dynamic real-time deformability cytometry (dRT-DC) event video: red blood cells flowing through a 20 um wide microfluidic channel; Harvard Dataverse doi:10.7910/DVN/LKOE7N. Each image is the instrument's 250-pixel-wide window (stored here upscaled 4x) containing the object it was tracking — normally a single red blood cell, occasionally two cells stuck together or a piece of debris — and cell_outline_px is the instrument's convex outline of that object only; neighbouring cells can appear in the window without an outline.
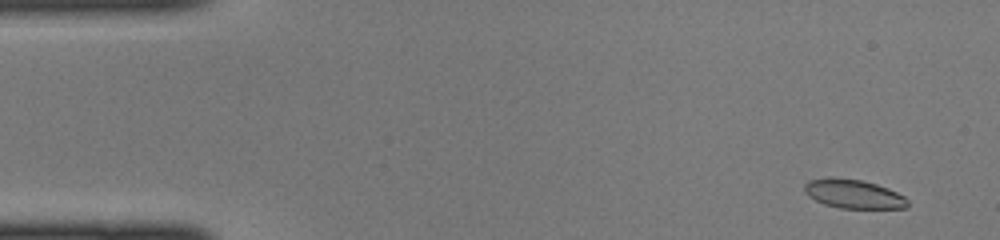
{"species": "common noctule bat (a hibernating species)", "species_latin": "Nyctalus noctula", "temperature_condition": "cold", "stored_images_in_passage": 45, "camera_frame_rate_fps": 3000, "um_per_image_px": 0.085, "animal": {"sex": "female", "body_mass_g": 22.0, "forearm_length_mm": 56.7}, "frame": {"image": 1, "passage_image": 3, "time_ms": 0.667, "image_size_px": [1000, 240], "cell_outline_px": [[908, 204], [904, 208], [840, 208], [824, 204], [808, 196], [804, 192], [804, 184], [808, 180], [828, 176], [832, 176], [860, 180], [876, 184], [888, 188], [904, 196], [908, 200]], "centroid_in_image_um": [72.5, 16.46], "position_along_channel_um": 12.5, "area_um2": 17.51}}
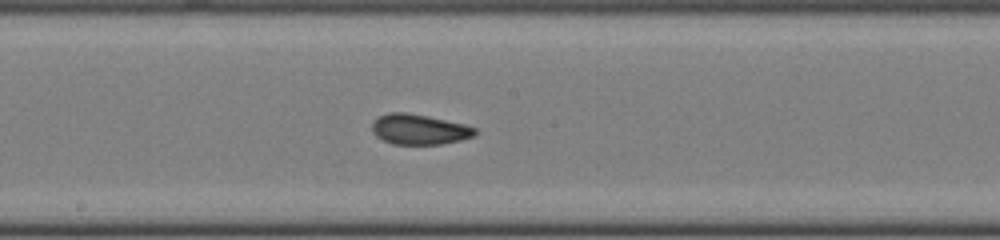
{"frame": {"image": 2, "passage_image": 24, "time_ms": 7.667, "image_size_px": [1000, 240], "cell_outline_px": [[476, 136], [460, 140], [440, 144], [392, 144], [376, 136], [372, 132], [372, 120], [388, 112], [404, 112], [428, 116], [464, 124], [476, 128]], "centroid_in_image_um": [35.62, 10.99], "position_along_channel_um": 212.6, "area_um2": 18.21}}
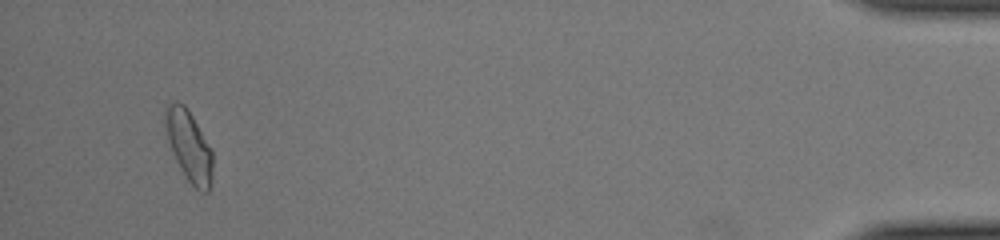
{"frame": {"image": 3, "passage_image": 43, "time_ms": 14.0, "image_size_px": [1000, 240], "cell_outline_px": [[212, 180], [208, 192], [204, 192], [196, 188], [188, 180], [180, 168], [176, 160], [168, 140], [164, 128], [164, 108], [168, 104], [176, 100], [184, 104], [188, 108], [212, 148]], "centroid_in_image_um": [16.06, 12.35], "position_along_channel_um": 419.1, "area_um2": 19.77}}